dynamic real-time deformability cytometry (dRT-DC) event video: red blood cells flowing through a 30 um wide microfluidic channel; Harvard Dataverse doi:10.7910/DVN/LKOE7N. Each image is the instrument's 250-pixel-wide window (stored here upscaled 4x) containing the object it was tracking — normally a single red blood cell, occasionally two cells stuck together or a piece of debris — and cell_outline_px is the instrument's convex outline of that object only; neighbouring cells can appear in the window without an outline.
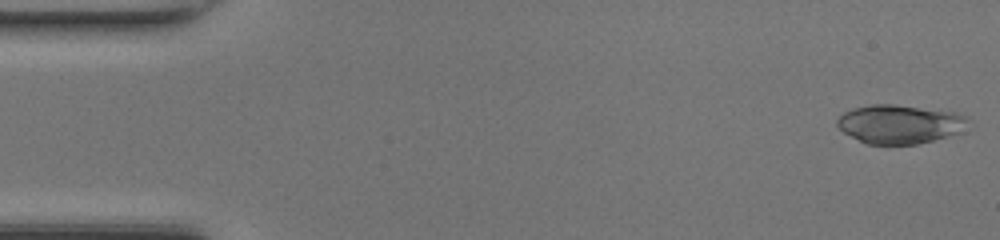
{"species": "common noctule bat (a hibernating species)", "species_latin": "Nyctalus noctula", "temperature_condition": "room temperature", "stored_images_in_passage": 47, "camera_frame_rate_fps": 3000, "um_per_image_px": 0.085, "animal": {"sex": "female", "body_mass_g": 17.0, "forearm_length_mm": 48.0}, "frame": {"image": 1, "passage_image": 1, "time_ms": 0.0, "image_size_px": [1000, 240], "cell_outline_px": [[968, 120], [960, 132], [948, 136], [916, 144], [868, 144], [844, 132], [836, 124], [836, 120], [844, 112], [852, 108], [872, 104], [892, 104], [956, 112], [968, 116]], "centroid_in_image_um": [76.46, 10.53], "position_along_channel_um": 8.5, "area_um2": 29.3}}
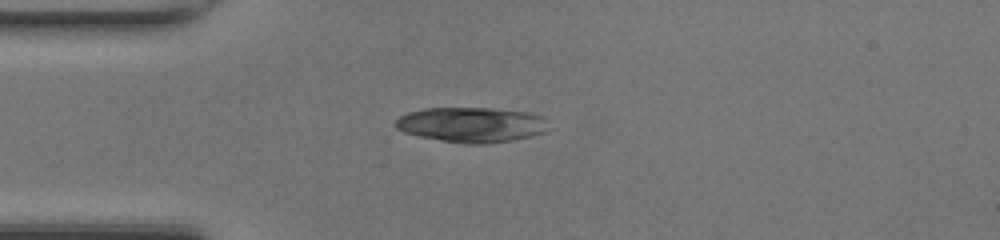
{"frame": {"image": 2, "passage_image": 12, "time_ms": 3.667, "image_size_px": [1000, 240], "cell_outline_px": [[544, 132], [512, 140], [484, 144], [468, 144], [440, 140], [420, 136], [404, 132], [396, 128], [392, 124], [400, 116], [408, 112], [424, 108], [488, 108], [528, 112], [544, 116]], "centroid_in_image_um": [40.0, 10.59], "position_along_channel_um": 45.0, "area_um2": 30.98}}